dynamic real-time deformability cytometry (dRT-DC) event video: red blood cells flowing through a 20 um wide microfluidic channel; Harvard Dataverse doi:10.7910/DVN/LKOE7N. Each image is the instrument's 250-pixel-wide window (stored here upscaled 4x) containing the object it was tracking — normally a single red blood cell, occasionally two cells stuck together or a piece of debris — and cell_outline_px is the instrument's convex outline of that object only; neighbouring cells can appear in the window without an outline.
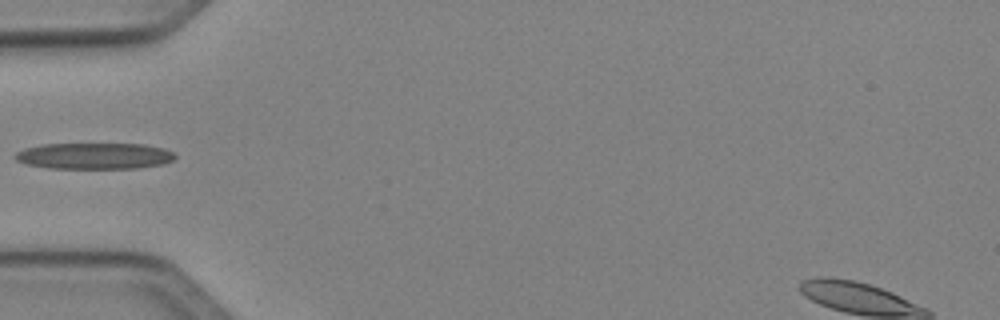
{"species": "Egyptian fruit bat (a non-hibernating species)", "species_latin": "Rousettus aegyptiacus", "temperature_condition": "cold", "stored_images_in_passage": 34, "camera_frame_rate_fps": 3000, "um_per_image_px": 0.085, "animal": {"sex": "female"}, "frame": {"image": 1, "passage_image": 1, "time_ms": 0.0, "image_size_px": [1000, 320], "cell_outline_px": [[176, 156], [172, 160], [164, 164], [140, 168], [48, 168], [24, 164], [16, 160], [12, 156], [16, 152], [24, 148], [44, 144], [144, 144], [164, 148], [172, 152]], "centroid_in_image_um": [7.99, 13.26], "position_along_channel_um": 77.0, "area_um2": 24.62}}
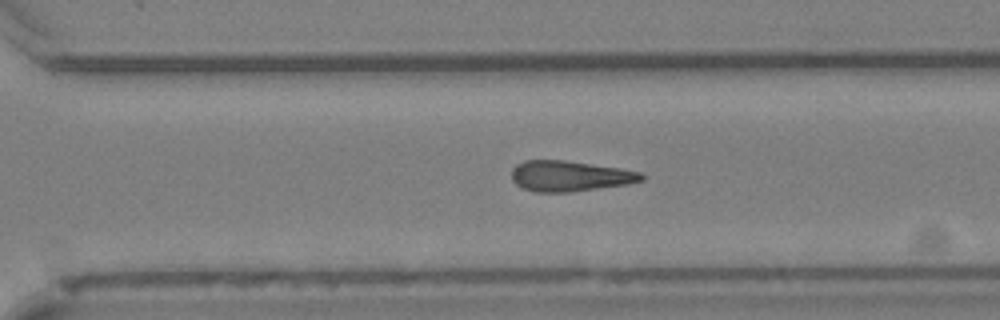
{"frame": {"image": 2, "passage_image": 19, "time_ms": 6.0, "image_size_px": [1000, 320], "cell_outline_px": [[644, 180], [628, 184], [572, 192], [536, 192], [520, 188], [512, 180], [512, 168], [516, 164], [524, 160], [564, 160], [620, 168], [640, 172], [644, 176]], "centroid_in_image_um": [48.4, 14.97], "position_along_channel_um": 322.2, "area_um2": 23.29}}
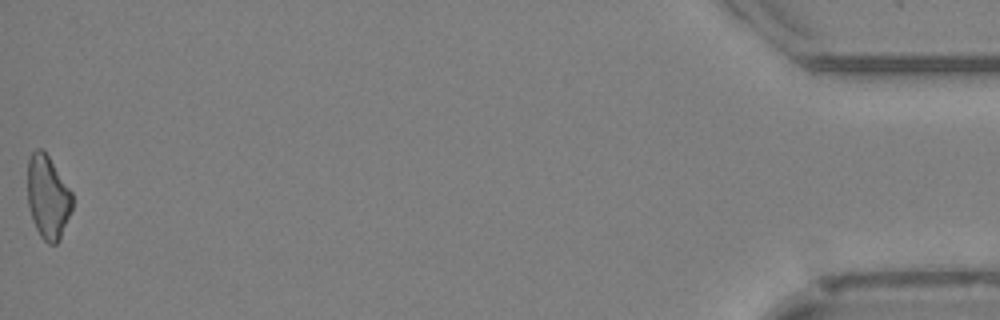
{"frame": {"image": 3, "passage_image": 34, "time_ms": 11.0, "image_size_px": [1000, 320], "cell_outline_px": [[72, 208], [60, 240], [56, 244], [48, 244], [40, 236], [32, 220], [28, 204], [28, 160], [32, 152], [36, 148], [40, 148], [48, 156], [72, 192]], "centroid_in_image_um": [4.06, 16.78], "position_along_channel_um": 431.1, "area_um2": 21.62}}